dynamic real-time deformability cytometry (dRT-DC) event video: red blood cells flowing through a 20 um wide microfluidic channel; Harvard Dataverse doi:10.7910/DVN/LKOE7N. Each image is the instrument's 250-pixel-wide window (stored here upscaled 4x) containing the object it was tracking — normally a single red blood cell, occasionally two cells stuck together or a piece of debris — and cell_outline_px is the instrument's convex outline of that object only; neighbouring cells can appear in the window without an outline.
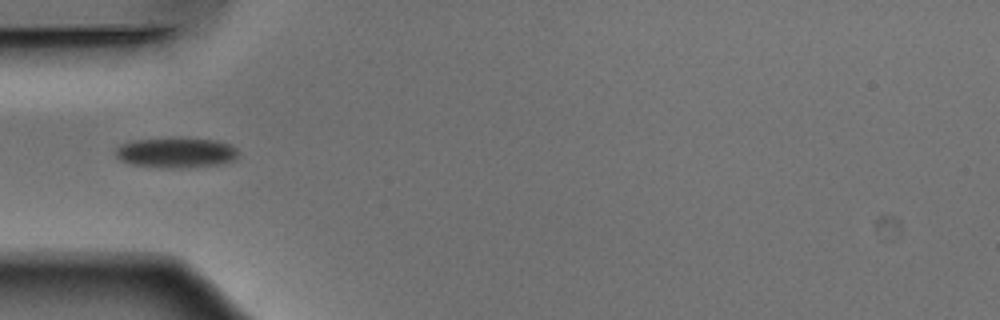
{"species": "Egyptian fruit bat (a non-hibernating species)", "species_latin": "Rousettus aegyptiacus", "temperature_condition": "warm", "stored_images_in_passage": 36, "camera_frame_rate_fps": 3000, "um_per_image_px": 0.085, "animal": {"sex": "male"}, "frame": {"image": 1, "passage_image": 1, "time_ms": 0.0, "image_size_px": [1000, 320], "cell_outline_px": [[236, 160], [220, 164], [180, 168], [164, 168], [132, 164], [120, 160], [116, 156], [116, 148], [120, 144], [132, 140], [216, 140], [232, 144], [236, 148]], "centroid_in_image_um": [14.97, 13.01], "position_along_channel_um": 70.0, "area_um2": 20.98}}
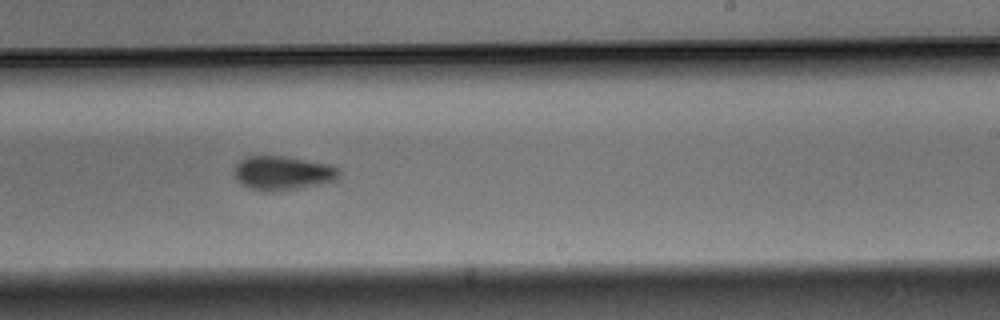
{"frame": {"image": 2, "passage_image": 16, "time_ms": 5.0, "image_size_px": [1000, 320], "cell_outline_px": [[340, 172], [336, 180], [320, 184], [296, 188], [248, 188], [236, 180], [232, 168], [244, 156], [284, 156], [328, 164], [336, 168]], "centroid_in_image_um": [23.99, 14.65], "position_along_channel_um": 265.0, "area_um2": 20.06}}
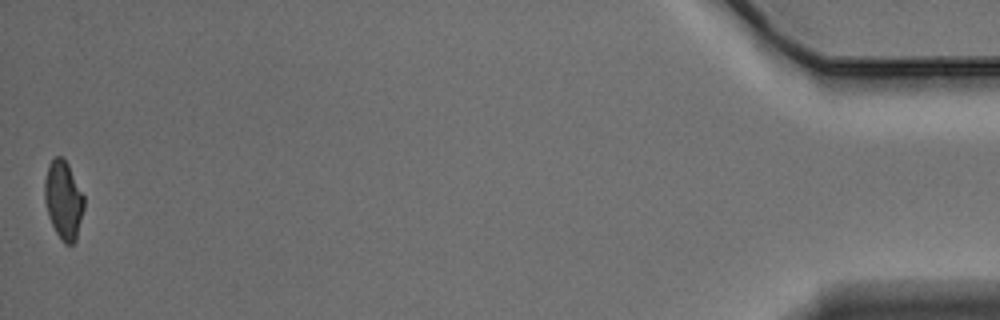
{"frame": {"image": 3, "passage_image": 36, "time_ms": 11.667, "image_size_px": [1000, 320], "cell_outline_px": [[84, 208], [76, 240], [72, 244], [64, 244], [56, 232], [48, 216], [44, 200], [44, 180], [48, 164], [56, 156], [60, 156], [68, 164], [84, 196]], "centroid_in_image_um": [5.38, 17.0], "position_along_channel_um": 429.8, "area_um2": 17.98}, "authors_computed_cell_mechanics": {"area_um2": 19.9699, "velocity_mm_per_s": 3.8775, "shape_relaxation_time_tau1_ms": 2.3528, "shape_relaxation_time_tau2_ms": null, "deformation_change_tau1": 0.0918, "deformation_change_tau2": null}}